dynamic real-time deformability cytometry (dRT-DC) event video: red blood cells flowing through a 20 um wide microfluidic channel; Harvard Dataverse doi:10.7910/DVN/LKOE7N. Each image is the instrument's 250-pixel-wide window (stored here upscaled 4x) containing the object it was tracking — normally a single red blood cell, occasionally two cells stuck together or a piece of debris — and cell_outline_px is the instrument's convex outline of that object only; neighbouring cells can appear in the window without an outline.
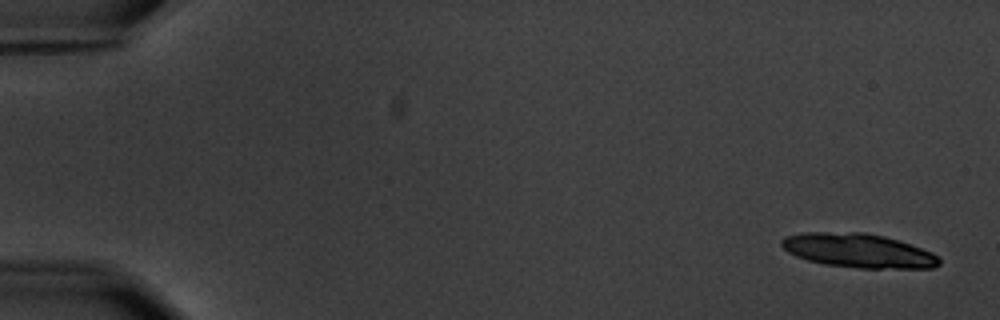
{"species": "common noctule bat (a hibernating species)", "species_latin": "Nyctalus noctula", "temperature_condition": "warm", "stored_images_in_passage": 6, "segment_of_instrument_passage": [2, 2], "camera_frame_rate_fps": 3000, "um_per_image_px": 0.085, "animal": {"sex": "male", "body_mass_g": 20.1, "forearm_length_mm": 53.5}, "frame": {"image": 1, "passage_image": 6, "time_ms": 6.0, "image_size_px": [1000, 320], "cell_outline_px": [[940, 264], [932, 268], [860, 268], [824, 264], [808, 260], [796, 256], [788, 252], [780, 244], [780, 240], [784, 236], [804, 232], [864, 232], [884, 236], [900, 240], [932, 252], [940, 260]], "centroid_in_image_um": [72.94, 21.29], "position_along_channel_um": 12.1, "area_um2": 31.39}}